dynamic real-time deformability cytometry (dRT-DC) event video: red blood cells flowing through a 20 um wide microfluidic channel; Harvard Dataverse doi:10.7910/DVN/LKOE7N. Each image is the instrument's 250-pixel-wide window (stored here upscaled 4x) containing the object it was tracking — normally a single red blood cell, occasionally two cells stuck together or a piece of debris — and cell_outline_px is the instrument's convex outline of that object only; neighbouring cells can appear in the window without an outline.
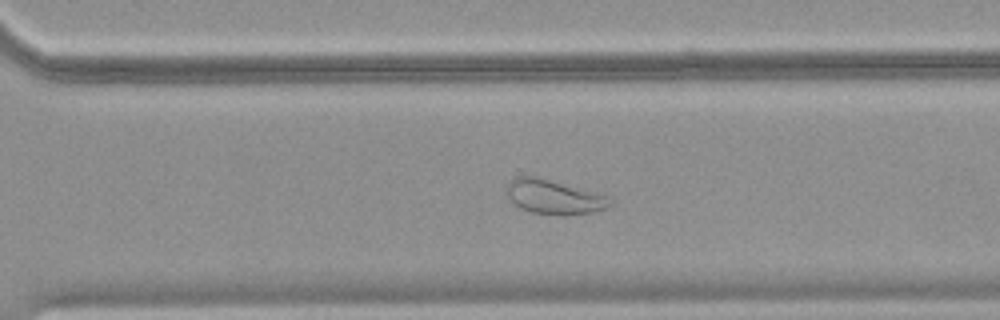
{"species": "common noctule bat (a hibernating species)", "species_latin": "Nyctalus noctula", "temperature_condition": "warm", "stored_images_in_passage": 50, "camera_frame_rate_fps": 3000, "um_per_image_px": 0.085, "animal": {"sex": "female", "body_mass_g": 18.4}, "frame": {"image": 1, "passage_image": 36, "time_ms": 11.667, "image_size_px": [1000, 320], "cell_outline_px": [[612, 204], [604, 208], [592, 212], [564, 216], [528, 212], [520, 208], [504, 192], [508, 184], [516, 176], [536, 176], [596, 192], [612, 200]], "centroid_in_image_um": [47.05, 16.75], "position_along_channel_um": 323.6, "area_um2": 20.63}}
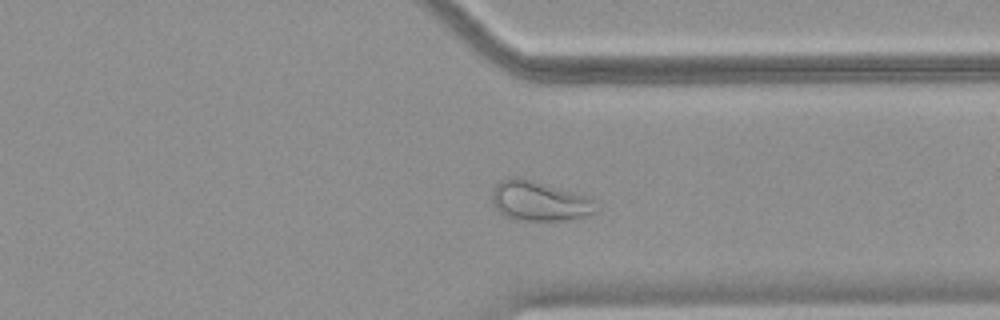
{"frame": {"image": 2, "passage_image": 39, "time_ms": 12.667, "image_size_px": [1000, 320], "cell_outline_px": [[600, 212], [588, 216], [564, 220], [516, 220], [504, 216], [492, 204], [492, 188], [500, 180], [516, 176], [520, 176], [592, 196], [596, 200]], "centroid_in_image_um": [45.92, 17.07], "position_along_channel_um": 365.5, "area_um2": 25.03}}
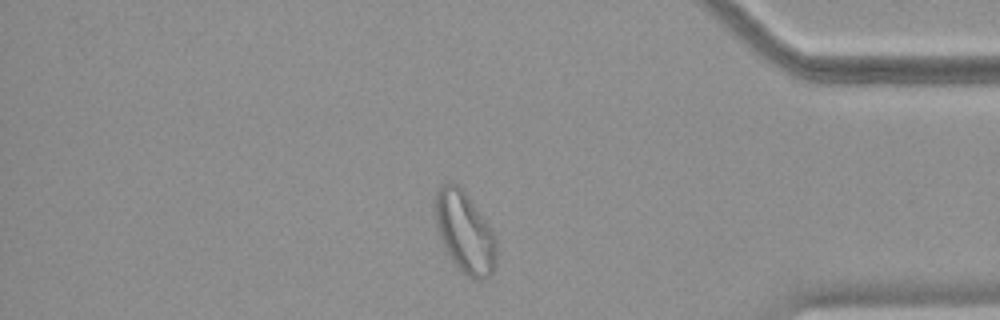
{"frame": {"image": 3, "passage_image": 43, "time_ms": 14.0, "image_size_px": [1000, 320], "cell_outline_px": [[496, 264], [492, 272], [488, 276], [480, 280], [472, 280], [460, 272], [456, 268], [440, 236], [436, 224], [436, 192], [444, 184], [452, 180], [464, 192], [488, 224], [496, 236]], "centroid_in_image_um": [39.53, 19.8], "position_along_channel_um": 395.7, "area_um2": 28.55}}